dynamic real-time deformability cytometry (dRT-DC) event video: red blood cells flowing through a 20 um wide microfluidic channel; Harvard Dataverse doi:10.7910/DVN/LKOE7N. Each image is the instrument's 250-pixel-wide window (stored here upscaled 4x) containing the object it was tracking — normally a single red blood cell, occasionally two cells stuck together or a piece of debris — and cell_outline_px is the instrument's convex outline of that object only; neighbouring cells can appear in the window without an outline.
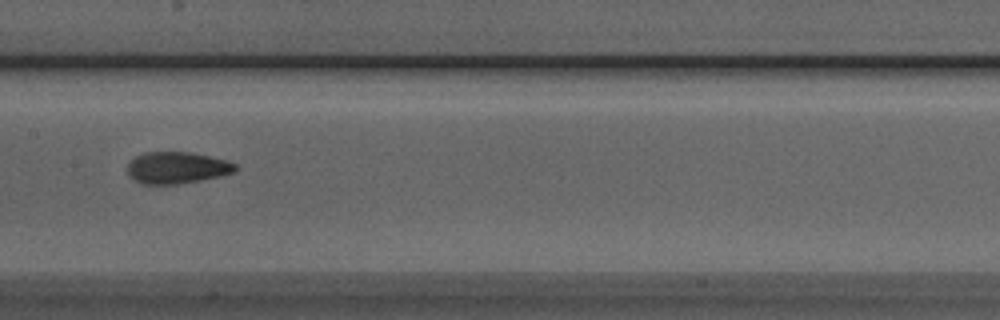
{"species": "Egyptian fruit bat (a non-hibernating species)", "species_latin": "Rousettus aegyptiacus", "temperature_condition": "room temperature", "stored_images_in_passage": 14, "camera_frame_rate_fps": 3000, "um_per_image_px": 0.085, "animal": {"sex": "male"}, "frame": {"image": 1, "passage_image": 9, "time_ms": 2.667, "image_size_px": [1000, 320], "cell_outline_px": [[240, 168], [232, 172], [220, 176], [200, 180], [176, 184], [140, 184], [128, 176], [128, 164], [136, 156], [144, 152], [188, 152], [208, 156], [224, 160], [236, 164]], "centroid_in_image_um": [15.01, 14.26], "position_along_channel_um": 192.4, "area_um2": 19.83}}
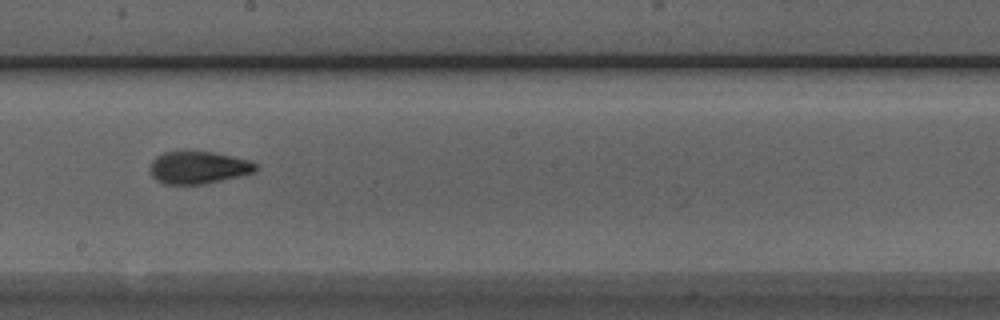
{"frame": {"image": 2, "passage_image": 12, "time_ms": 3.667, "image_size_px": [1000, 320], "cell_outline_px": [[256, 168], [252, 172], [204, 184], [164, 184], [156, 180], [152, 176], [148, 168], [152, 160], [156, 156], [164, 152], [184, 148], [216, 152], [248, 160], [256, 164]], "centroid_in_image_um": [16.75, 14.18], "position_along_channel_um": 231.5, "area_um2": 20.46}}